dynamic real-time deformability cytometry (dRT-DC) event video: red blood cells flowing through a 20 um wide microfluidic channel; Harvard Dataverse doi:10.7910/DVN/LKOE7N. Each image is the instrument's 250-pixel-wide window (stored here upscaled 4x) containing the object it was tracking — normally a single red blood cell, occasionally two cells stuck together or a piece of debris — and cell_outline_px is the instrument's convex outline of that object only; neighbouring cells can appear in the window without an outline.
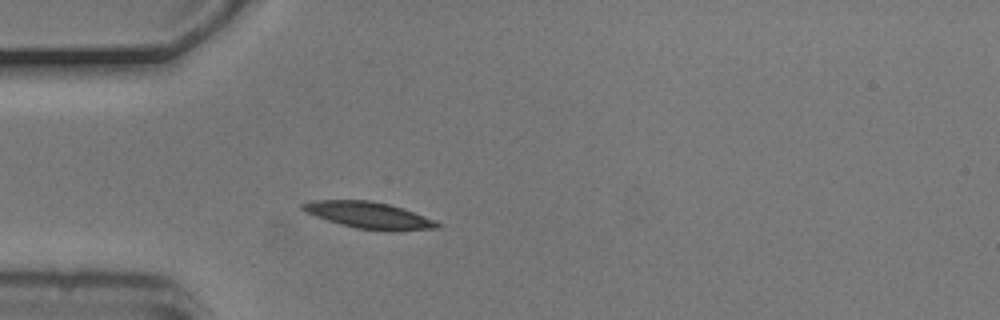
{"species": "common noctule bat (a hibernating species)", "species_latin": "Nyctalus noctula", "temperature_condition": "cold", "stored_images_in_passage": 2, "camera_frame_rate_fps": 3000, "um_per_image_px": 0.085, "animal": {"sex": "male", "body_mass_g": 20.5, "forearm_length_mm": 52.5}, "frame": {"image": 1, "passage_image": 2, "time_ms": 0.333, "image_size_px": [1000, 320], "cell_outline_px": [[440, 228], [392, 232], [384, 232], [356, 228], [340, 224], [304, 212], [300, 208], [300, 204], [312, 200], [368, 200], [388, 204], [436, 220], [440, 224]], "centroid_in_image_um": [31.35, 18.31], "position_along_channel_um": 53.6, "area_um2": 21.04}}